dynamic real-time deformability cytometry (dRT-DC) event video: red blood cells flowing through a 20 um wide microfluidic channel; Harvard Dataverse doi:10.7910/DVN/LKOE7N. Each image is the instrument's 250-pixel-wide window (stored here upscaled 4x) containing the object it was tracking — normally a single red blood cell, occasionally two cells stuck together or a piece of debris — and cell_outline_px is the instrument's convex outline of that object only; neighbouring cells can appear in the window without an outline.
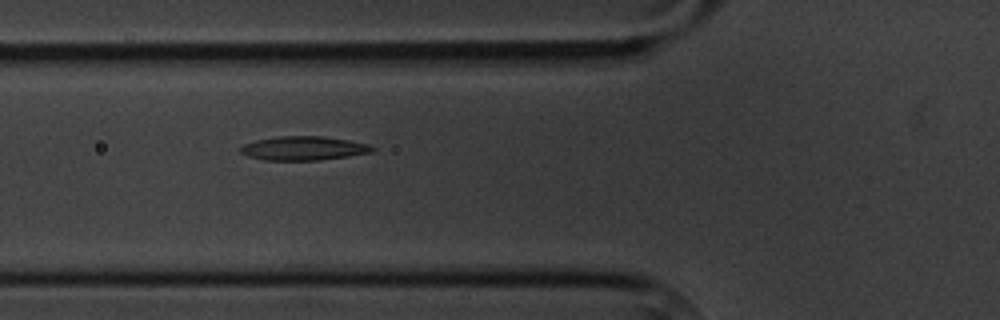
{"species": "common noctule bat (a hibernating species)", "species_latin": "Nyctalus noctula", "temperature_condition": "cold", "stored_images_in_passage": 6, "camera_frame_rate_fps": 3000, "um_per_image_px": 0.085, "animal": {"sex": "male", "body_mass_g": 20.1, "forearm_length_mm": 53.5}, "frame": {"image": 1, "passage_image": 6, "time_ms": 6.667, "image_size_px": [1000, 320], "cell_outline_px": [[376, 148], [372, 152], [348, 156], [320, 160], [264, 160], [248, 156], [240, 152], [240, 148], [244, 144], [256, 140], [280, 136], [324, 136], [348, 140], [368, 144]], "centroid_in_image_um": [25.81, 12.6], "position_along_channel_um": 100.0, "area_um2": 18.32}}